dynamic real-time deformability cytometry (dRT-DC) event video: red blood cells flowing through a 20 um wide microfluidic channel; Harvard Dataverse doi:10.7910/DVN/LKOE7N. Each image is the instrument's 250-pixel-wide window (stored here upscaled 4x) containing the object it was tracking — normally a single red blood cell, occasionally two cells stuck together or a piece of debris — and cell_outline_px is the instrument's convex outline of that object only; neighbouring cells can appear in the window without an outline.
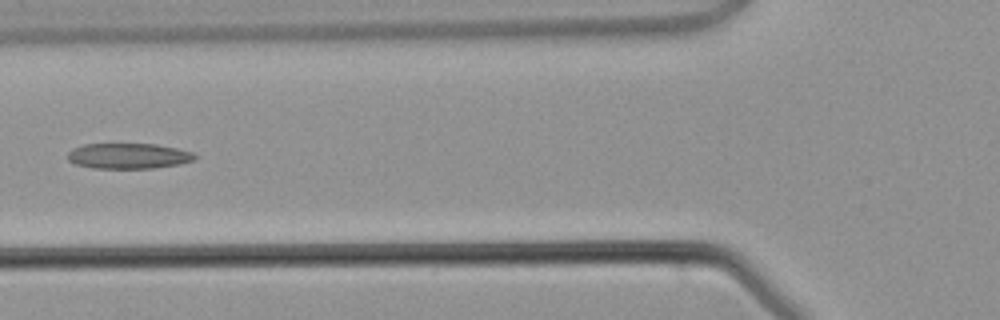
{"species": "common noctule bat (a hibernating species)", "species_latin": "Nyctalus noctula", "temperature_condition": "warm", "stored_images_in_passage": 4, "camera_frame_rate_fps": 3000, "um_per_image_px": 0.085, "animal": {"sex": "male", "body_mass_g": 21.5, "forearm_length_mm": 52.0}, "frame": {"image": 1, "passage_image": 4, "time_ms": 4.333, "image_size_px": [1000, 320], "cell_outline_px": [[200, 156], [196, 160], [180, 164], [156, 168], [92, 168], [76, 164], [68, 160], [68, 152], [72, 148], [84, 144], [156, 144], [176, 148], [192, 152]], "centroid_in_image_um": [10.96, 13.26], "position_along_channel_um": 114.8, "area_um2": 19.07}}